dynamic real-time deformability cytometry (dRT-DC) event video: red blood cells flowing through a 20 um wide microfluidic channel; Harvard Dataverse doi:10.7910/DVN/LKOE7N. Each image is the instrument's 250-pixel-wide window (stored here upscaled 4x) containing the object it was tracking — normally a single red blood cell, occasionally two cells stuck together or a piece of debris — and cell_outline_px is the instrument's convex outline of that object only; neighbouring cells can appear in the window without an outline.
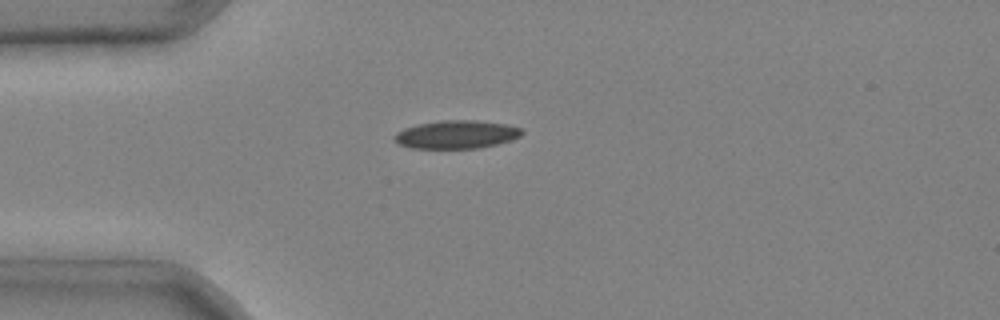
{"species": "common noctule bat (a hibernating species)", "species_latin": "Nyctalus noctula", "temperature_condition": "cold", "stored_images_in_passage": 6, "camera_frame_rate_fps": 3000, "um_per_image_px": 0.085, "animal": {"sex": "male", "body_mass_g": 20.4}, "frame": {"image": 1, "passage_image": 5, "time_ms": 1.333, "image_size_px": [1000, 320], "cell_outline_px": [[524, 132], [520, 136], [512, 140], [480, 148], [412, 148], [400, 144], [392, 136], [396, 132], [404, 128], [416, 124], [440, 120], [476, 120], [504, 124], [524, 128]], "centroid_in_image_um": [38.81, 11.42], "position_along_channel_um": 46.2, "area_um2": 21.04}}